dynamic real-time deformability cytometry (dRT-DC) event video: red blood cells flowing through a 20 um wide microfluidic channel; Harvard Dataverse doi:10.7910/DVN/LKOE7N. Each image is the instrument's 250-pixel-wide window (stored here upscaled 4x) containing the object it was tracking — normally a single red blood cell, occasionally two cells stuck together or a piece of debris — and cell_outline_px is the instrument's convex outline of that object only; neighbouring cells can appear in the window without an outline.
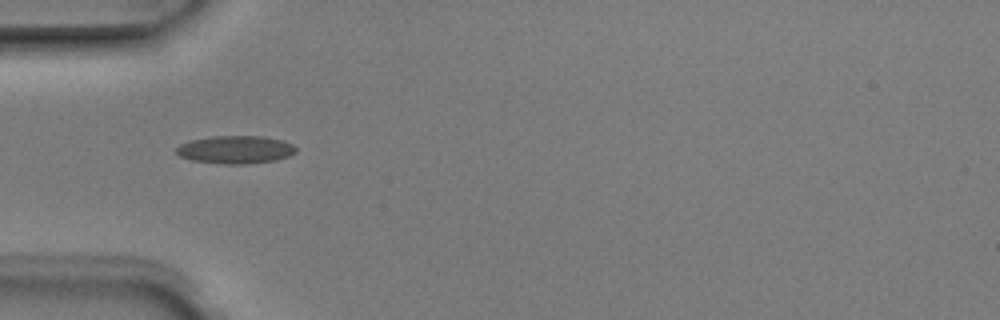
{"species": "Egyptian fruit bat (a non-hibernating species)", "species_latin": "Rousettus aegyptiacus", "temperature_condition": "room temperature", "stored_images_in_passage": 3, "camera_frame_rate_fps": 3000, "um_per_image_px": 0.085, "animal": {"sex": "male"}, "frame": {"image": 1, "passage_image": 1, "time_ms": 0.0, "image_size_px": [1000, 320], "cell_outline_px": [[296, 152], [288, 156], [276, 160], [248, 164], [224, 164], [192, 160], [180, 156], [176, 152], [176, 148], [180, 144], [192, 140], [212, 136], [264, 136], [284, 140], [292, 144], [296, 148]], "centroid_in_image_um": [20.04, 12.71], "position_along_channel_um": 65.0, "area_um2": 19.48}}
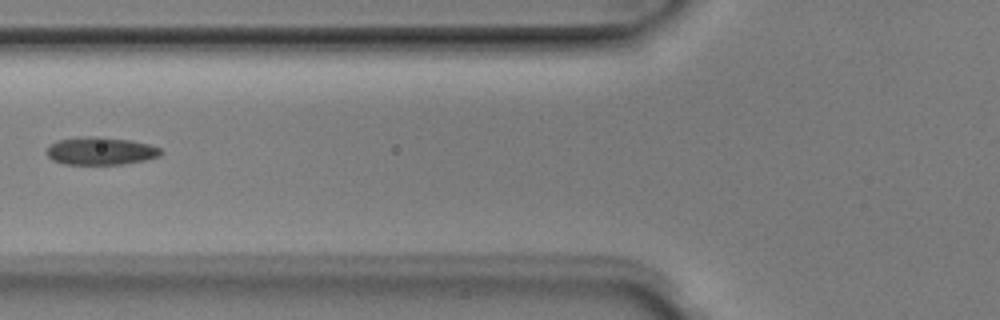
{"frame": {"image": 2, "passage_image": 2, "time_ms": 0.333, "image_size_px": [1000, 320], "cell_outline_px": [[164, 152], [160, 156], [144, 160], [120, 164], [64, 164], [52, 160], [44, 152], [48, 144], [56, 140], [84, 136], [104, 136], [132, 140], [148, 144], [160, 148]], "centroid_in_image_um": [8.51, 12.81], "position_along_channel_um": 117.3, "area_um2": 18.84}}
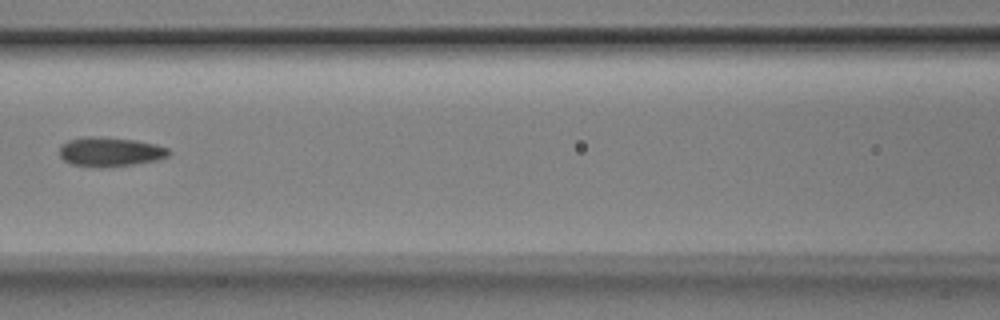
{"frame": {"image": 3, "passage_image": 3, "time_ms": 0.667, "image_size_px": [1000, 320], "cell_outline_px": [[172, 152], [168, 156], [156, 160], [132, 164], [100, 168], [72, 164], [64, 160], [60, 156], [60, 144], [68, 140], [84, 136], [100, 136], [136, 140], [156, 144], [168, 148]], "centroid_in_image_um": [9.35, 12.89], "position_along_channel_um": 157.3, "area_um2": 18.84}}